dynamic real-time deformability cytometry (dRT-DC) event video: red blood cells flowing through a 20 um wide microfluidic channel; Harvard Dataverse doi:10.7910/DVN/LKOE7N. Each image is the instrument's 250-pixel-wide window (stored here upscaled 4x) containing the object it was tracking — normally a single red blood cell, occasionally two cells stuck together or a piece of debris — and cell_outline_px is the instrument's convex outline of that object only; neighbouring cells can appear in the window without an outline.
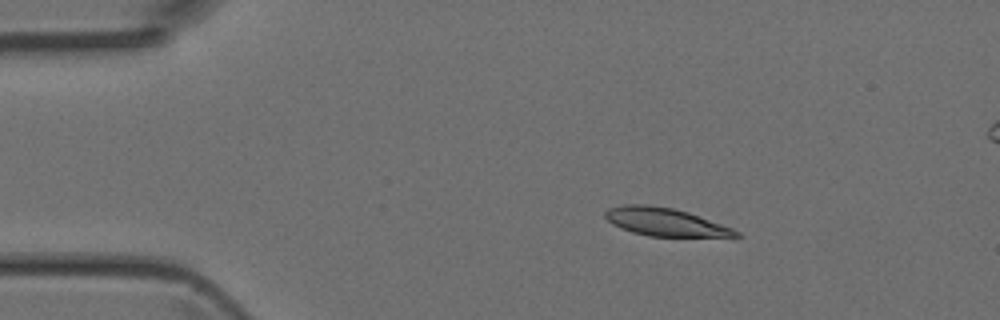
{"species": "Egyptian fruit bat (a non-hibernating species)", "species_latin": "Rousettus aegyptiacus", "temperature_condition": "room temperature", "stored_images_in_passage": 6, "camera_frame_rate_fps": 3000, "um_per_image_px": 0.085, "animal": {"sex": "female"}, "frame": {"image": 1, "passage_image": 3, "time_ms": 0.667, "image_size_px": [1000, 320], "cell_outline_px": [[744, 236], [648, 236], [632, 232], [620, 228], [612, 224], [604, 216], [604, 212], [608, 208], [624, 204], [644, 204], [672, 208], [688, 212], [732, 228], [740, 232]], "centroid_in_image_um": [56.49, 18.86], "position_along_channel_um": 28.5, "area_um2": 21.15}}
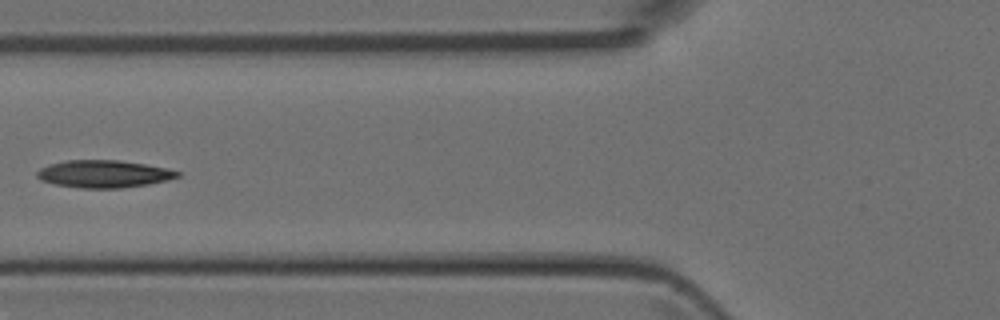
{"frame": {"image": 2, "passage_image": 6, "time_ms": 1.667, "image_size_px": [1000, 320], "cell_outline_px": [[180, 176], [168, 180], [148, 184], [120, 188], [80, 188], [56, 184], [40, 180], [36, 176], [36, 172], [40, 168], [48, 164], [64, 160], [116, 160], [144, 164], [168, 168], [180, 172]], "centroid_in_image_um": [8.8, 14.78], "position_along_channel_um": 117.0, "area_um2": 22.48}}